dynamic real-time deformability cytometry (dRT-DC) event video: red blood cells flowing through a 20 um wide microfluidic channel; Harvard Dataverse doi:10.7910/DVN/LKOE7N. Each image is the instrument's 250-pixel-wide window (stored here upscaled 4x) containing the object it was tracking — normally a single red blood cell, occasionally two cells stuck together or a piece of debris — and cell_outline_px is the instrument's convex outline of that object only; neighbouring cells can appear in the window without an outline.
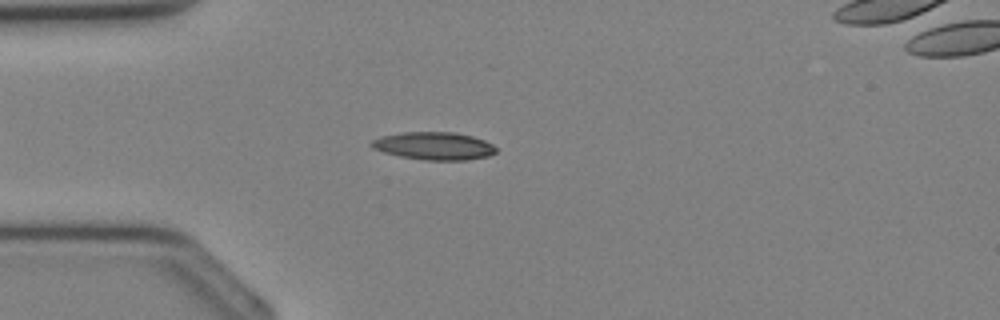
{"species": "Egyptian fruit bat (a non-hibernating species)", "species_latin": "Rousettus aegyptiacus", "temperature_condition": "cold", "stored_images_in_passage": 30, "camera_frame_rate_fps": 3000, "um_per_image_px": 0.085, "animal": {"sex": "female"}, "frame": {"image": 1, "passage_image": 7, "time_ms": 2.0, "image_size_px": [1000, 320], "cell_outline_px": [[496, 152], [488, 156], [468, 160], [424, 160], [400, 156], [384, 152], [372, 148], [368, 144], [372, 140], [380, 136], [404, 132], [456, 132], [472, 136], [484, 140], [492, 144], [496, 148]], "centroid_in_image_um": [36.87, 12.4], "position_along_channel_um": 48.1, "area_um2": 20.23}}
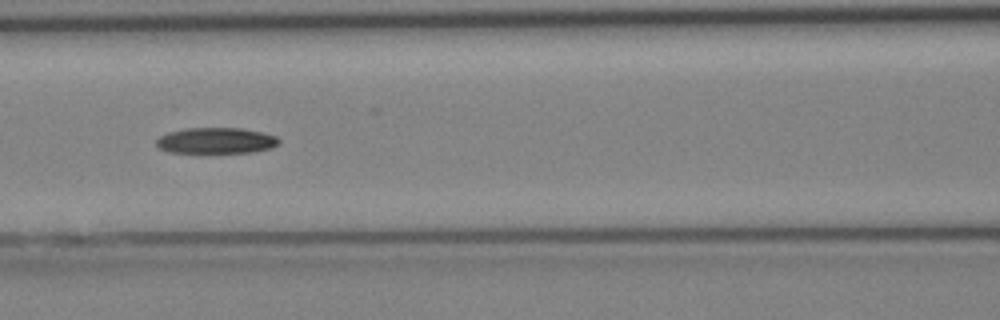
{"frame": {"image": 2, "passage_image": 13, "time_ms": 4.0, "image_size_px": [1000, 320], "cell_outline_px": [[280, 144], [272, 148], [252, 152], [168, 152], [160, 148], [156, 144], [156, 140], [160, 136], [168, 132], [188, 128], [244, 128], [264, 132], [276, 136], [280, 140]], "centroid_in_image_um": [18.42, 11.94], "position_along_channel_um": 148.2, "area_um2": 18.55}}
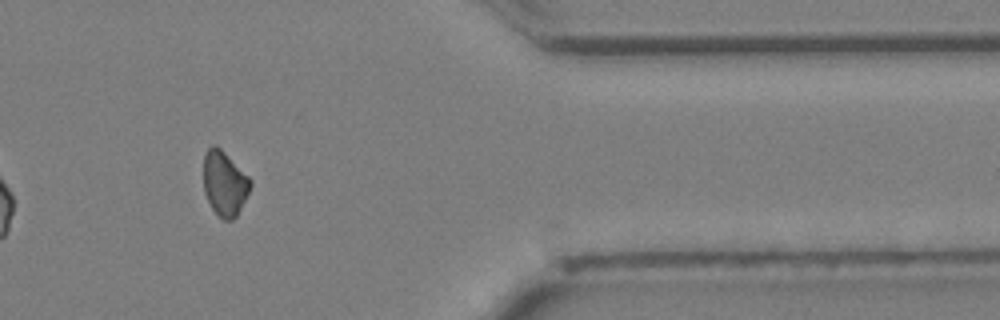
{"frame": {"image": 3, "passage_image": 27, "time_ms": 8.667, "image_size_px": [1000, 320], "cell_outline_px": [[252, 184], [236, 216], [232, 220], [224, 220], [216, 216], [204, 192], [204, 152], [212, 144], [216, 144], [252, 180]], "centroid_in_image_um": [19.06, 15.59], "position_along_channel_um": 392.3, "area_um2": 17.57}}